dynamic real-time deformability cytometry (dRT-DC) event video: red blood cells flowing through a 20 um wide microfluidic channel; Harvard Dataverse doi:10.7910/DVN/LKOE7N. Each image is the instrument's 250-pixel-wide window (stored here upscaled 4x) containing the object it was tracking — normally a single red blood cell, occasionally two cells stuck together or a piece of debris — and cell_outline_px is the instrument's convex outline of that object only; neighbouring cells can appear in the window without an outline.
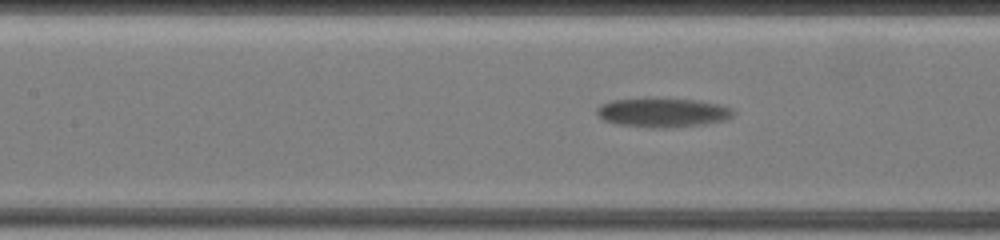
{"species": "common noctule bat (a hibernating species)", "species_latin": "Nyctalus noctula", "temperature_condition": "warm", "stored_images_in_passage": 16, "camera_frame_rate_fps": 3000, "um_per_image_px": 0.085, "animal": {"sex": "female", "body_mass_g": 19.5, "forearm_length_mm": 54.1}, "frame": {"image": 1, "passage_image": 12, "time_ms": 3.333, "image_size_px": [1000, 240], "cell_outline_px": [[732, 112], [728, 116], [720, 120], [696, 124], [664, 128], [620, 124], [604, 120], [596, 112], [596, 108], [612, 100], [692, 100], [716, 104], [728, 108]], "centroid_in_image_um": [56.22, 9.58], "position_along_channel_um": 151.2, "area_um2": 21.39}}